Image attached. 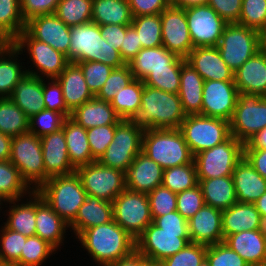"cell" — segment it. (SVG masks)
I'll list each match as a JSON object with an SVG mask.
<instances>
[{
	"label": "cell",
	"mask_w": 266,
	"mask_h": 266,
	"mask_svg": "<svg viewBox=\"0 0 266 266\" xmlns=\"http://www.w3.org/2000/svg\"><path fill=\"white\" fill-rule=\"evenodd\" d=\"M76 64L81 68L85 81L94 95L103 87L114 69L109 65L95 61L77 62Z\"/></svg>",
	"instance_id": "obj_54"
},
{
	"label": "cell",
	"mask_w": 266,
	"mask_h": 266,
	"mask_svg": "<svg viewBox=\"0 0 266 266\" xmlns=\"http://www.w3.org/2000/svg\"><path fill=\"white\" fill-rule=\"evenodd\" d=\"M193 47H216L227 23L208 5L185 8Z\"/></svg>",
	"instance_id": "obj_16"
},
{
	"label": "cell",
	"mask_w": 266,
	"mask_h": 266,
	"mask_svg": "<svg viewBox=\"0 0 266 266\" xmlns=\"http://www.w3.org/2000/svg\"><path fill=\"white\" fill-rule=\"evenodd\" d=\"M21 54L14 45L0 53V98L10 97L15 85L27 74L18 58Z\"/></svg>",
	"instance_id": "obj_39"
},
{
	"label": "cell",
	"mask_w": 266,
	"mask_h": 266,
	"mask_svg": "<svg viewBox=\"0 0 266 266\" xmlns=\"http://www.w3.org/2000/svg\"><path fill=\"white\" fill-rule=\"evenodd\" d=\"M156 266H163V265H161L160 263L156 262Z\"/></svg>",
	"instance_id": "obj_79"
},
{
	"label": "cell",
	"mask_w": 266,
	"mask_h": 266,
	"mask_svg": "<svg viewBox=\"0 0 266 266\" xmlns=\"http://www.w3.org/2000/svg\"><path fill=\"white\" fill-rule=\"evenodd\" d=\"M232 179L237 202L254 203L266 192V179L245 158L235 166Z\"/></svg>",
	"instance_id": "obj_27"
},
{
	"label": "cell",
	"mask_w": 266,
	"mask_h": 266,
	"mask_svg": "<svg viewBox=\"0 0 266 266\" xmlns=\"http://www.w3.org/2000/svg\"><path fill=\"white\" fill-rule=\"evenodd\" d=\"M205 205L226 210L237 203L232 176L198 179Z\"/></svg>",
	"instance_id": "obj_37"
},
{
	"label": "cell",
	"mask_w": 266,
	"mask_h": 266,
	"mask_svg": "<svg viewBox=\"0 0 266 266\" xmlns=\"http://www.w3.org/2000/svg\"><path fill=\"white\" fill-rule=\"evenodd\" d=\"M258 231L266 238V217L260 216Z\"/></svg>",
	"instance_id": "obj_74"
},
{
	"label": "cell",
	"mask_w": 266,
	"mask_h": 266,
	"mask_svg": "<svg viewBox=\"0 0 266 266\" xmlns=\"http://www.w3.org/2000/svg\"><path fill=\"white\" fill-rule=\"evenodd\" d=\"M205 205L199 185L177 194L176 210L188 221Z\"/></svg>",
	"instance_id": "obj_58"
},
{
	"label": "cell",
	"mask_w": 266,
	"mask_h": 266,
	"mask_svg": "<svg viewBox=\"0 0 266 266\" xmlns=\"http://www.w3.org/2000/svg\"><path fill=\"white\" fill-rule=\"evenodd\" d=\"M0 132L10 137L29 132V117L9 97L0 98Z\"/></svg>",
	"instance_id": "obj_41"
},
{
	"label": "cell",
	"mask_w": 266,
	"mask_h": 266,
	"mask_svg": "<svg viewBox=\"0 0 266 266\" xmlns=\"http://www.w3.org/2000/svg\"><path fill=\"white\" fill-rule=\"evenodd\" d=\"M199 266H210L209 262L205 258Z\"/></svg>",
	"instance_id": "obj_75"
},
{
	"label": "cell",
	"mask_w": 266,
	"mask_h": 266,
	"mask_svg": "<svg viewBox=\"0 0 266 266\" xmlns=\"http://www.w3.org/2000/svg\"><path fill=\"white\" fill-rule=\"evenodd\" d=\"M162 46L186 58L194 48L185 9L170 5L161 12Z\"/></svg>",
	"instance_id": "obj_18"
},
{
	"label": "cell",
	"mask_w": 266,
	"mask_h": 266,
	"mask_svg": "<svg viewBox=\"0 0 266 266\" xmlns=\"http://www.w3.org/2000/svg\"><path fill=\"white\" fill-rule=\"evenodd\" d=\"M143 133L142 129L135 127L128 120L121 119L116 125L112 142L98 162L125 172L142 151Z\"/></svg>",
	"instance_id": "obj_11"
},
{
	"label": "cell",
	"mask_w": 266,
	"mask_h": 266,
	"mask_svg": "<svg viewBox=\"0 0 266 266\" xmlns=\"http://www.w3.org/2000/svg\"><path fill=\"white\" fill-rule=\"evenodd\" d=\"M131 25L138 33L142 48L162 46L161 13L133 17Z\"/></svg>",
	"instance_id": "obj_45"
},
{
	"label": "cell",
	"mask_w": 266,
	"mask_h": 266,
	"mask_svg": "<svg viewBox=\"0 0 266 266\" xmlns=\"http://www.w3.org/2000/svg\"><path fill=\"white\" fill-rule=\"evenodd\" d=\"M134 79L128 64L114 68L95 97L106 102H111L119 89L125 88Z\"/></svg>",
	"instance_id": "obj_51"
},
{
	"label": "cell",
	"mask_w": 266,
	"mask_h": 266,
	"mask_svg": "<svg viewBox=\"0 0 266 266\" xmlns=\"http://www.w3.org/2000/svg\"><path fill=\"white\" fill-rule=\"evenodd\" d=\"M164 169L142 151L124 172L126 188L148 194L162 185Z\"/></svg>",
	"instance_id": "obj_20"
},
{
	"label": "cell",
	"mask_w": 266,
	"mask_h": 266,
	"mask_svg": "<svg viewBox=\"0 0 266 266\" xmlns=\"http://www.w3.org/2000/svg\"><path fill=\"white\" fill-rule=\"evenodd\" d=\"M3 202L5 203L6 201L0 196V206L3 204ZM2 203V204H1ZM1 208H3L2 206L0 207V210H2Z\"/></svg>",
	"instance_id": "obj_76"
},
{
	"label": "cell",
	"mask_w": 266,
	"mask_h": 266,
	"mask_svg": "<svg viewBox=\"0 0 266 266\" xmlns=\"http://www.w3.org/2000/svg\"><path fill=\"white\" fill-rule=\"evenodd\" d=\"M25 30L36 40L44 42L69 56L70 30L55 14L36 16L26 22Z\"/></svg>",
	"instance_id": "obj_19"
},
{
	"label": "cell",
	"mask_w": 266,
	"mask_h": 266,
	"mask_svg": "<svg viewBox=\"0 0 266 266\" xmlns=\"http://www.w3.org/2000/svg\"><path fill=\"white\" fill-rule=\"evenodd\" d=\"M260 266H266V260Z\"/></svg>",
	"instance_id": "obj_78"
},
{
	"label": "cell",
	"mask_w": 266,
	"mask_h": 266,
	"mask_svg": "<svg viewBox=\"0 0 266 266\" xmlns=\"http://www.w3.org/2000/svg\"><path fill=\"white\" fill-rule=\"evenodd\" d=\"M185 59L204 81H234V71L221 58L217 47H194Z\"/></svg>",
	"instance_id": "obj_23"
},
{
	"label": "cell",
	"mask_w": 266,
	"mask_h": 266,
	"mask_svg": "<svg viewBox=\"0 0 266 266\" xmlns=\"http://www.w3.org/2000/svg\"><path fill=\"white\" fill-rule=\"evenodd\" d=\"M147 195L153 220L156 217L176 211L177 194L170 191L167 187L160 185Z\"/></svg>",
	"instance_id": "obj_53"
},
{
	"label": "cell",
	"mask_w": 266,
	"mask_h": 266,
	"mask_svg": "<svg viewBox=\"0 0 266 266\" xmlns=\"http://www.w3.org/2000/svg\"><path fill=\"white\" fill-rule=\"evenodd\" d=\"M144 82L138 79L131 81L125 88L119 89L110 102L121 119L127 120L132 113L141 107V96Z\"/></svg>",
	"instance_id": "obj_42"
},
{
	"label": "cell",
	"mask_w": 266,
	"mask_h": 266,
	"mask_svg": "<svg viewBox=\"0 0 266 266\" xmlns=\"http://www.w3.org/2000/svg\"><path fill=\"white\" fill-rule=\"evenodd\" d=\"M238 95L234 81H204L201 115L230 122Z\"/></svg>",
	"instance_id": "obj_17"
},
{
	"label": "cell",
	"mask_w": 266,
	"mask_h": 266,
	"mask_svg": "<svg viewBox=\"0 0 266 266\" xmlns=\"http://www.w3.org/2000/svg\"><path fill=\"white\" fill-rule=\"evenodd\" d=\"M27 236L5 226L0 229V262L20 266V256Z\"/></svg>",
	"instance_id": "obj_47"
},
{
	"label": "cell",
	"mask_w": 266,
	"mask_h": 266,
	"mask_svg": "<svg viewBox=\"0 0 266 266\" xmlns=\"http://www.w3.org/2000/svg\"><path fill=\"white\" fill-rule=\"evenodd\" d=\"M179 58L180 56L164 46H158L142 48L127 64L134 78L143 81L151 71L168 69Z\"/></svg>",
	"instance_id": "obj_28"
},
{
	"label": "cell",
	"mask_w": 266,
	"mask_h": 266,
	"mask_svg": "<svg viewBox=\"0 0 266 266\" xmlns=\"http://www.w3.org/2000/svg\"><path fill=\"white\" fill-rule=\"evenodd\" d=\"M13 39L0 28V53L6 51L13 45Z\"/></svg>",
	"instance_id": "obj_71"
},
{
	"label": "cell",
	"mask_w": 266,
	"mask_h": 266,
	"mask_svg": "<svg viewBox=\"0 0 266 266\" xmlns=\"http://www.w3.org/2000/svg\"><path fill=\"white\" fill-rule=\"evenodd\" d=\"M117 124L97 126L87 129V137L92 157L98 161L112 142Z\"/></svg>",
	"instance_id": "obj_57"
},
{
	"label": "cell",
	"mask_w": 266,
	"mask_h": 266,
	"mask_svg": "<svg viewBox=\"0 0 266 266\" xmlns=\"http://www.w3.org/2000/svg\"><path fill=\"white\" fill-rule=\"evenodd\" d=\"M207 1L208 0H172L171 5L185 9L191 6L207 4Z\"/></svg>",
	"instance_id": "obj_70"
},
{
	"label": "cell",
	"mask_w": 266,
	"mask_h": 266,
	"mask_svg": "<svg viewBox=\"0 0 266 266\" xmlns=\"http://www.w3.org/2000/svg\"><path fill=\"white\" fill-rule=\"evenodd\" d=\"M206 259L210 266H250L225 242L207 246Z\"/></svg>",
	"instance_id": "obj_56"
},
{
	"label": "cell",
	"mask_w": 266,
	"mask_h": 266,
	"mask_svg": "<svg viewBox=\"0 0 266 266\" xmlns=\"http://www.w3.org/2000/svg\"><path fill=\"white\" fill-rule=\"evenodd\" d=\"M56 250L39 236L26 239L20 256V266H42Z\"/></svg>",
	"instance_id": "obj_49"
},
{
	"label": "cell",
	"mask_w": 266,
	"mask_h": 266,
	"mask_svg": "<svg viewBox=\"0 0 266 266\" xmlns=\"http://www.w3.org/2000/svg\"><path fill=\"white\" fill-rule=\"evenodd\" d=\"M75 172L87 195L113 202L126 189L124 172L119 169L106 167L95 161L78 167Z\"/></svg>",
	"instance_id": "obj_14"
},
{
	"label": "cell",
	"mask_w": 266,
	"mask_h": 266,
	"mask_svg": "<svg viewBox=\"0 0 266 266\" xmlns=\"http://www.w3.org/2000/svg\"><path fill=\"white\" fill-rule=\"evenodd\" d=\"M67 151L72 166H80L95 162L92 157L87 137V130L68 117L63 125Z\"/></svg>",
	"instance_id": "obj_36"
},
{
	"label": "cell",
	"mask_w": 266,
	"mask_h": 266,
	"mask_svg": "<svg viewBox=\"0 0 266 266\" xmlns=\"http://www.w3.org/2000/svg\"><path fill=\"white\" fill-rule=\"evenodd\" d=\"M135 240L136 252L145 259L158 263L191 242L189 233L164 232L153 222Z\"/></svg>",
	"instance_id": "obj_15"
},
{
	"label": "cell",
	"mask_w": 266,
	"mask_h": 266,
	"mask_svg": "<svg viewBox=\"0 0 266 266\" xmlns=\"http://www.w3.org/2000/svg\"><path fill=\"white\" fill-rule=\"evenodd\" d=\"M238 23L258 31L266 23V0H242Z\"/></svg>",
	"instance_id": "obj_55"
},
{
	"label": "cell",
	"mask_w": 266,
	"mask_h": 266,
	"mask_svg": "<svg viewBox=\"0 0 266 266\" xmlns=\"http://www.w3.org/2000/svg\"><path fill=\"white\" fill-rule=\"evenodd\" d=\"M184 60L185 58L180 57L168 69L151 71V73L143 80L144 85L169 93L178 94L180 89L181 67Z\"/></svg>",
	"instance_id": "obj_46"
},
{
	"label": "cell",
	"mask_w": 266,
	"mask_h": 266,
	"mask_svg": "<svg viewBox=\"0 0 266 266\" xmlns=\"http://www.w3.org/2000/svg\"><path fill=\"white\" fill-rule=\"evenodd\" d=\"M203 87L204 79L185 59L181 67L178 96L186 116L201 115Z\"/></svg>",
	"instance_id": "obj_30"
},
{
	"label": "cell",
	"mask_w": 266,
	"mask_h": 266,
	"mask_svg": "<svg viewBox=\"0 0 266 266\" xmlns=\"http://www.w3.org/2000/svg\"><path fill=\"white\" fill-rule=\"evenodd\" d=\"M133 16L127 0H93L91 21L97 25H131Z\"/></svg>",
	"instance_id": "obj_38"
},
{
	"label": "cell",
	"mask_w": 266,
	"mask_h": 266,
	"mask_svg": "<svg viewBox=\"0 0 266 266\" xmlns=\"http://www.w3.org/2000/svg\"><path fill=\"white\" fill-rule=\"evenodd\" d=\"M239 93L266 96V53L258 52L234 72Z\"/></svg>",
	"instance_id": "obj_25"
},
{
	"label": "cell",
	"mask_w": 266,
	"mask_h": 266,
	"mask_svg": "<svg viewBox=\"0 0 266 266\" xmlns=\"http://www.w3.org/2000/svg\"><path fill=\"white\" fill-rule=\"evenodd\" d=\"M259 51L266 53V23L258 30Z\"/></svg>",
	"instance_id": "obj_72"
},
{
	"label": "cell",
	"mask_w": 266,
	"mask_h": 266,
	"mask_svg": "<svg viewBox=\"0 0 266 266\" xmlns=\"http://www.w3.org/2000/svg\"><path fill=\"white\" fill-rule=\"evenodd\" d=\"M28 197L29 199L27 198L24 203L22 202V198L5 202L14 205L9 206V210H7L8 218L7 221L4 222L6 228L27 237L34 236L36 232V191H32Z\"/></svg>",
	"instance_id": "obj_35"
},
{
	"label": "cell",
	"mask_w": 266,
	"mask_h": 266,
	"mask_svg": "<svg viewBox=\"0 0 266 266\" xmlns=\"http://www.w3.org/2000/svg\"><path fill=\"white\" fill-rule=\"evenodd\" d=\"M112 204L113 220L135 239L153 222L146 193L126 188Z\"/></svg>",
	"instance_id": "obj_12"
},
{
	"label": "cell",
	"mask_w": 266,
	"mask_h": 266,
	"mask_svg": "<svg viewBox=\"0 0 266 266\" xmlns=\"http://www.w3.org/2000/svg\"><path fill=\"white\" fill-rule=\"evenodd\" d=\"M60 0H20L21 12L25 22L48 14H55Z\"/></svg>",
	"instance_id": "obj_60"
},
{
	"label": "cell",
	"mask_w": 266,
	"mask_h": 266,
	"mask_svg": "<svg viewBox=\"0 0 266 266\" xmlns=\"http://www.w3.org/2000/svg\"><path fill=\"white\" fill-rule=\"evenodd\" d=\"M98 266H105L132 255L136 240L114 220L83 230L77 237Z\"/></svg>",
	"instance_id": "obj_2"
},
{
	"label": "cell",
	"mask_w": 266,
	"mask_h": 266,
	"mask_svg": "<svg viewBox=\"0 0 266 266\" xmlns=\"http://www.w3.org/2000/svg\"><path fill=\"white\" fill-rule=\"evenodd\" d=\"M186 115L178 94L144 85L141 107L127 119L143 131L152 129H179Z\"/></svg>",
	"instance_id": "obj_1"
},
{
	"label": "cell",
	"mask_w": 266,
	"mask_h": 266,
	"mask_svg": "<svg viewBox=\"0 0 266 266\" xmlns=\"http://www.w3.org/2000/svg\"><path fill=\"white\" fill-rule=\"evenodd\" d=\"M113 220V204L102 201L96 196L87 195L80 206L75 220L69 225L77 237L83 230L98 225L107 224Z\"/></svg>",
	"instance_id": "obj_31"
},
{
	"label": "cell",
	"mask_w": 266,
	"mask_h": 266,
	"mask_svg": "<svg viewBox=\"0 0 266 266\" xmlns=\"http://www.w3.org/2000/svg\"><path fill=\"white\" fill-rule=\"evenodd\" d=\"M244 158V143L231 136L223 143L194 156L198 179L232 176L235 166Z\"/></svg>",
	"instance_id": "obj_8"
},
{
	"label": "cell",
	"mask_w": 266,
	"mask_h": 266,
	"mask_svg": "<svg viewBox=\"0 0 266 266\" xmlns=\"http://www.w3.org/2000/svg\"><path fill=\"white\" fill-rule=\"evenodd\" d=\"M25 27L20 0H0V28L14 40Z\"/></svg>",
	"instance_id": "obj_48"
},
{
	"label": "cell",
	"mask_w": 266,
	"mask_h": 266,
	"mask_svg": "<svg viewBox=\"0 0 266 266\" xmlns=\"http://www.w3.org/2000/svg\"><path fill=\"white\" fill-rule=\"evenodd\" d=\"M133 17L160 14L171 5L169 0H127Z\"/></svg>",
	"instance_id": "obj_62"
},
{
	"label": "cell",
	"mask_w": 266,
	"mask_h": 266,
	"mask_svg": "<svg viewBox=\"0 0 266 266\" xmlns=\"http://www.w3.org/2000/svg\"><path fill=\"white\" fill-rule=\"evenodd\" d=\"M207 246L190 242L179 252L160 262L163 266H199L206 258Z\"/></svg>",
	"instance_id": "obj_52"
},
{
	"label": "cell",
	"mask_w": 266,
	"mask_h": 266,
	"mask_svg": "<svg viewBox=\"0 0 266 266\" xmlns=\"http://www.w3.org/2000/svg\"><path fill=\"white\" fill-rule=\"evenodd\" d=\"M179 130L194 156L231 137L229 121L202 115L186 116Z\"/></svg>",
	"instance_id": "obj_7"
},
{
	"label": "cell",
	"mask_w": 266,
	"mask_h": 266,
	"mask_svg": "<svg viewBox=\"0 0 266 266\" xmlns=\"http://www.w3.org/2000/svg\"><path fill=\"white\" fill-rule=\"evenodd\" d=\"M36 192L68 225L75 220L80 206L87 197L76 172L53 176Z\"/></svg>",
	"instance_id": "obj_4"
},
{
	"label": "cell",
	"mask_w": 266,
	"mask_h": 266,
	"mask_svg": "<svg viewBox=\"0 0 266 266\" xmlns=\"http://www.w3.org/2000/svg\"><path fill=\"white\" fill-rule=\"evenodd\" d=\"M266 127V97L259 94L239 93L230 120L231 136L242 143Z\"/></svg>",
	"instance_id": "obj_13"
},
{
	"label": "cell",
	"mask_w": 266,
	"mask_h": 266,
	"mask_svg": "<svg viewBox=\"0 0 266 266\" xmlns=\"http://www.w3.org/2000/svg\"><path fill=\"white\" fill-rule=\"evenodd\" d=\"M66 119L62 113L43 109L29 118V132L41 138L62 129Z\"/></svg>",
	"instance_id": "obj_50"
},
{
	"label": "cell",
	"mask_w": 266,
	"mask_h": 266,
	"mask_svg": "<svg viewBox=\"0 0 266 266\" xmlns=\"http://www.w3.org/2000/svg\"><path fill=\"white\" fill-rule=\"evenodd\" d=\"M93 0H60L55 15L67 26L91 21Z\"/></svg>",
	"instance_id": "obj_44"
},
{
	"label": "cell",
	"mask_w": 266,
	"mask_h": 266,
	"mask_svg": "<svg viewBox=\"0 0 266 266\" xmlns=\"http://www.w3.org/2000/svg\"><path fill=\"white\" fill-rule=\"evenodd\" d=\"M0 266H14V265L0 262Z\"/></svg>",
	"instance_id": "obj_77"
},
{
	"label": "cell",
	"mask_w": 266,
	"mask_h": 266,
	"mask_svg": "<svg viewBox=\"0 0 266 266\" xmlns=\"http://www.w3.org/2000/svg\"><path fill=\"white\" fill-rule=\"evenodd\" d=\"M142 152L158 163L164 170L194 161V155L179 129L144 131Z\"/></svg>",
	"instance_id": "obj_5"
},
{
	"label": "cell",
	"mask_w": 266,
	"mask_h": 266,
	"mask_svg": "<svg viewBox=\"0 0 266 266\" xmlns=\"http://www.w3.org/2000/svg\"><path fill=\"white\" fill-rule=\"evenodd\" d=\"M69 62L95 61L119 68L126 63L120 52L101 36L100 26L90 21L70 30Z\"/></svg>",
	"instance_id": "obj_3"
},
{
	"label": "cell",
	"mask_w": 266,
	"mask_h": 266,
	"mask_svg": "<svg viewBox=\"0 0 266 266\" xmlns=\"http://www.w3.org/2000/svg\"><path fill=\"white\" fill-rule=\"evenodd\" d=\"M45 166V182L53 176L69 175L75 172L65 141L64 131L60 129L40 138Z\"/></svg>",
	"instance_id": "obj_22"
},
{
	"label": "cell",
	"mask_w": 266,
	"mask_h": 266,
	"mask_svg": "<svg viewBox=\"0 0 266 266\" xmlns=\"http://www.w3.org/2000/svg\"><path fill=\"white\" fill-rule=\"evenodd\" d=\"M13 45L23 53L27 50L35 70L27 74L45 79L57 78L70 63L67 56L50 45L34 39L25 29L14 39ZM37 69V70H36Z\"/></svg>",
	"instance_id": "obj_9"
},
{
	"label": "cell",
	"mask_w": 266,
	"mask_h": 266,
	"mask_svg": "<svg viewBox=\"0 0 266 266\" xmlns=\"http://www.w3.org/2000/svg\"><path fill=\"white\" fill-rule=\"evenodd\" d=\"M141 49L142 44L139 42L138 33L132 25H127L120 49L121 58L127 64Z\"/></svg>",
	"instance_id": "obj_64"
},
{
	"label": "cell",
	"mask_w": 266,
	"mask_h": 266,
	"mask_svg": "<svg viewBox=\"0 0 266 266\" xmlns=\"http://www.w3.org/2000/svg\"><path fill=\"white\" fill-rule=\"evenodd\" d=\"M244 158L266 179V149H244Z\"/></svg>",
	"instance_id": "obj_66"
},
{
	"label": "cell",
	"mask_w": 266,
	"mask_h": 266,
	"mask_svg": "<svg viewBox=\"0 0 266 266\" xmlns=\"http://www.w3.org/2000/svg\"><path fill=\"white\" fill-rule=\"evenodd\" d=\"M35 235L50 244L56 251L63 245L69 225L36 192Z\"/></svg>",
	"instance_id": "obj_24"
},
{
	"label": "cell",
	"mask_w": 266,
	"mask_h": 266,
	"mask_svg": "<svg viewBox=\"0 0 266 266\" xmlns=\"http://www.w3.org/2000/svg\"><path fill=\"white\" fill-rule=\"evenodd\" d=\"M12 137L0 132V161L9 160Z\"/></svg>",
	"instance_id": "obj_69"
},
{
	"label": "cell",
	"mask_w": 266,
	"mask_h": 266,
	"mask_svg": "<svg viewBox=\"0 0 266 266\" xmlns=\"http://www.w3.org/2000/svg\"><path fill=\"white\" fill-rule=\"evenodd\" d=\"M127 25L107 24L100 25L101 36L120 52L123 37L126 33Z\"/></svg>",
	"instance_id": "obj_65"
},
{
	"label": "cell",
	"mask_w": 266,
	"mask_h": 266,
	"mask_svg": "<svg viewBox=\"0 0 266 266\" xmlns=\"http://www.w3.org/2000/svg\"><path fill=\"white\" fill-rule=\"evenodd\" d=\"M153 223L170 233H189L188 221L176 210L163 216L156 217Z\"/></svg>",
	"instance_id": "obj_63"
},
{
	"label": "cell",
	"mask_w": 266,
	"mask_h": 266,
	"mask_svg": "<svg viewBox=\"0 0 266 266\" xmlns=\"http://www.w3.org/2000/svg\"><path fill=\"white\" fill-rule=\"evenodd\" d=\"M32 191L10 160L0 161V196L5 201L27 197Z\"/></svg>",
	"instance_id": "obj_40"
},
{
	"label": "cell",
	"mask_w": 266,
	"mask_h": 266,
	"mask_svg": "<svg viewBox=\"0 0 266 266\" xmlns=\"http://www.w3.org/2000/svg\"><path fill=\"white\" fill-rule=\"evenodd\" d=\"M9 160L33 191L45 183L42 145L36 135L28 132L12 137Z\"/></svg>",
	"instance_id": "obj_6"
},
{
	"label": "cell",
	"mask_w": 266,
	"mask_h": 266,
	"mask_svg": "<svg viewBox=\"0 0 266 266\" xmlns=\"http://www.w3.org/2000/svg\"><path fill=\"white\" fill-rule=\"evenodd\" d=\"M30 118L45 109L43 78L30 74L23 76L9 97Z\"/></svg>",
	"instance_id": "obj_33"
},
{
	"label": "cell",
	"mask_w": 266,
	"mask_h": 266,
	"mask_svg": "<svg viewBox=\"0 0 266 266\" xmlns=\"http://www.w3.org/2000/svg\"><path fill=\"white\" fill-rule=\"evenodd\" d=\"M254 205L260 215L266 217V192L254 202Z\"/></svg>",
	"instance_id": "obj_73"
},
{
	"label": "cell",
	"mask_w": 266,
	"mask_h": 266,
	"mask_svg": "<svg viewBox=\"0 0 266 266\" xmlns=\"http://www.w3.org/2000/svg\"><path fill=\"white\" fill-rule=\"evenodd\" d=\"M216 47L227 66L235 72L258 52V31L239 23H227Z\"/></svg>",
	"instance_id": "obj_10"
},
{
	"label": "cell",
	"mask_w": 266,
	"mask_h": 266,
	"mask_svg": "<svg viewBox=\"0 0 266 266\" xmlns=\"http://www.w3.org/2000/svg\"><path fill=\"white\" fill-rule=\"evenodd\" d=\"M260 213L254 203L237 202L226 210H222V233L224 239L228 235L242 231L257 230Z\"/></svg>",
	"instance_id": "obj_34"
},
{
	"label": "cell",
	"mask_w": 266,
	"mask_h": 266,
	"mask_svg": "<svg viewBox=\"0 0 266 266\" xmlns=\"http://www.w3.org/2000/svg\"><path fill=\"white\" fill-rule=\"evenodd\" d=\"M105 266H156V262L145 259L142 255L135 251L129 257L120 259Z\"/></svg>",
	"instance_id": "obj_67"
},
{
	"label": "cell",
	"mask_w": 266,
	"mask_h": 266,
	"mask_svg": "<svg viewBox=\"0 0 266 266\" xmlns=\"http://www.w3.org/2000/svg\"><path fill=\"white\" fill-rule=\"evenodd\" d=\"M191 242L205 246L224 242L222 233V210L204 205L188 220Z\"/></svg>",
	"instance_id": "obj_21"
},
{
	"label": "cell",
	"mask_w": 266,
	"mask_h": 266,
	"mask_svg": "<svg viewBox=\"0 0 266 266\" xmlns=\"http://www.w3.org/2000/svg\"><path fill=\"white\" fill-rule=\"evenodd\" d=\"M56 79L61 84L64 102L70 112L95 97L76 63L70 62Z\"/></svg>",
	"instance_id": "obj_26"
},
{
	"label": "cell",
	"mask_w": 266,
	"mask_h": 266,
	"mask_svg": "<svg viewBox=\"0 0 266 266\" xmlns=\"http://www.w3.org/2000/svg\"><path fill=\"white\" fill-rule=\"evenodd\" d=\"M162 185L176 194L197 186L198 178L195 162L165 169Z\"/></svg>",
	"instance_id": "obj_43"
},
{
	"label": "cell",
	"mask_w": 266,
	"mask_h": 266,
	"mask_svg": "<svg viewBox=\"0 0 266 266\" xmlns=\"http://www.w3.org/2000/svg\"><path fill=\"white\" fill-rule=\"evenodd\" d=\"M244 149H266V127L252 136L244 144Z\"/></svg>",
	"instance_id": "obj_68"
},
{
	"label": "cell",
	"mask_w": 266,
	"mask_h": 266,
	"mask_svg": "<svg viewBox=\"0 0 266 266\" xmlns=\"http://www.w3.org/2000/svg\"><path fill=\"white\" fill-rule=\"evenodd\" d=\"M207 4L226 23H238L242 9V0H208Z\"/></svg>",
	"instance_id": "obj_61"
},
{
	"label": "cell",
	"mask_w": 266,
	"mask_h": 266,
	"mask_svg": "<svg viewBox=\"0 0 266 266\" xmlns=\"http://www.w3.org/2000/svg\"><path fill=\"white\" fill-rule=\"evenodd\" d=\"M224 242L250 266H260L266 260V238L258 229L228 235Z\"/></svg>",
	"instance_id": "obj_29"
},
{
	"label": "cell",
	"mask_w": 266,
	"mask_h": 266,
	"mask_svg": "<svg viewBox=\"0 0 266 266\" xmlns=\"http://www.w3.org/2000/svg\"><path fill=\"white\" fill-rule=\"evenodd\" d=\"M70 118L86 130L97 126L117 124L121 120L110 102L96 97L77 107L71 112Z\"/></svg>",
	"instance_id": "obj_32"
},
{
	"label": "cell",
	"mask_w": 266,
	"mask_h": 266,
	"mask_svg": "<svg viewBox=\"0 0 266 266\" xmlns=\"http://www.w3.org/2000/svg\"><path fill=\"white\" fill-rule=\"evenodd\" d=\"M43 79V97L45 109L53 110L64 114L67 118L71 116V112L67 109L63 98L61 84L56 78ZM51 80V81H50Z\"/></svg>",
	"instance_id": "obj_59"
}]
</instances>
